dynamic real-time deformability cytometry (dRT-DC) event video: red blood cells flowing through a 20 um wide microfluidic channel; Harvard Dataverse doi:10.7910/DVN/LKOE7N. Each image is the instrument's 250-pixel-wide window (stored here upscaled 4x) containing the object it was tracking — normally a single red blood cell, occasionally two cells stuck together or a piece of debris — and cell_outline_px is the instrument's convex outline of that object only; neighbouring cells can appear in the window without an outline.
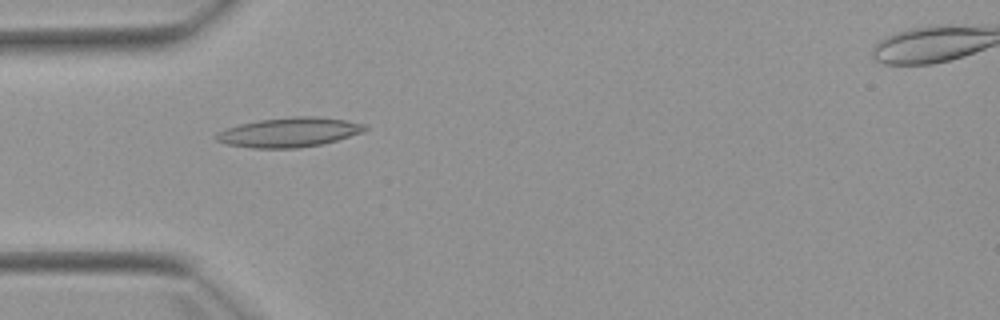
{"species": "Egyptian fruit bat (a non-hibernating species)", "species_latin": "Rousettus aegyptiacus", "temperature_condition": "warm", "stored_images_in_passage": 6, "camera_frame_rate_fps": 3000, "um_per_image_px": 0.085, "animal": {"sex": "female"}, "frame": {"image": 1, "passage_image": 5, "time_ms": 5.0, "image_size_px": [1000, 320], "cell_outline_px": [[368, 128], [364, 132], [324, 144], [296, 148], [252, 148], [224, 144], [216, 140], [212, 136], [216, 132], [224, 128], [240, 124], [260, 120], [292, 116], [316, 116], [344, 120], [368, 124]], "centroid_in_image_um": [24.56, 11.24], "position_along_channel_um": 60.4, "area_um2": 25.95}}
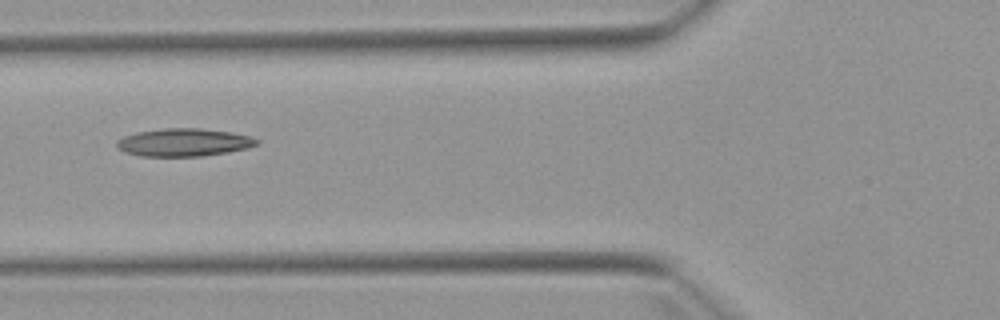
{"frame": {"image": 2, "passage_image": 6, "time_ms": 6.333, "image_size_px": [1000, 320], "cell_outline_px": [[260, 144], [248, 148], [228, 152], [200, 156], [140, 156], [124, 152], [116, 148], [116, 140], [124, 136], [136, 132], [164, 128], [200, 128], [232, 132], [248, 136], [260, 140]], "centroid_in_image_um": [15.61, 12.1], "position_along_channel_um": 110.2, "area_um2": 22.89}}